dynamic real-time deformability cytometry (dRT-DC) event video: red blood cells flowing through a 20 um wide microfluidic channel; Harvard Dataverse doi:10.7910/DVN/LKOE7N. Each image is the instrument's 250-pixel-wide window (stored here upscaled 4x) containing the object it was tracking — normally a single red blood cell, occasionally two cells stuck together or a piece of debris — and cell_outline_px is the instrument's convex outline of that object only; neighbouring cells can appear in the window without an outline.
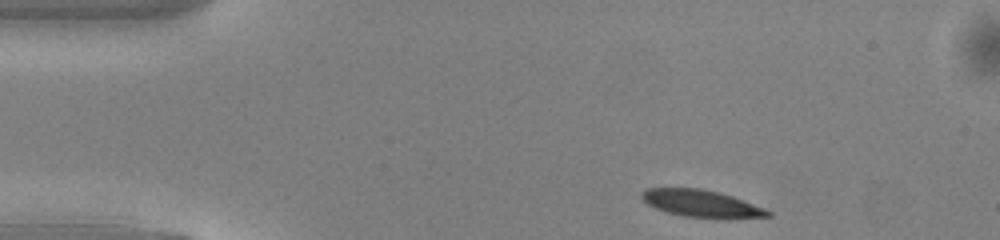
{"species": "common noctule bat (a hibernating species)", "species_latin": "Nyctalus noctula", "temperature_condition": "warm", "stored_images_in_passage": 43, "camera_frame_rate_fps": 3000, "um_per_image_px": 0.085, "animal": {"sex": "male", "body_mass_g": 13.0, "forearm_length_mm": 53.1}, "frame": {"image": 1, "passage_image": 1, "time_ms": 0.0, "image_size_px": [1000, 240], "cell_outline_px": [[772, 216], [728, 220], [684, 216], [668, 212], [656, 208], [648, 204], [640, 196], [640, 192], [644, 188], [700, 188], [732, 196], [764, 208], [772, 212]], "centroid_in_image_um": [59.65, 17.32], "position_along_channel_um": 25.3, "area_um2": 20.23}}
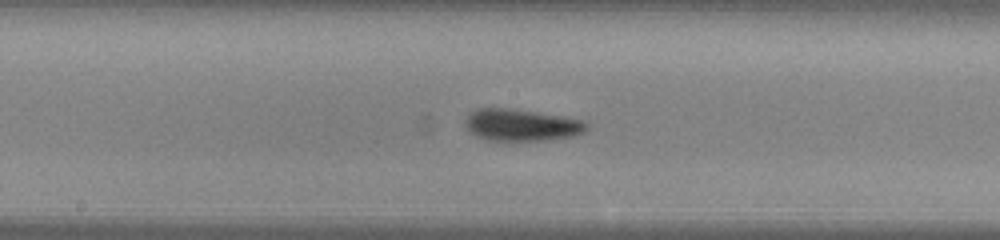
{"frame": {"image": 2, "passage_image": 19, "time_ms": 6.0, "image_size_px": [1000, 240], "cell_outline_px": [[588, 128], [584, 132], [576, 136], [544, 140], [488, 140], [476, 136], [468, 132], [464, 120], [468, 112], [476, 108], [508, 108], [536, 112], [560, 116], [580, 120], [588, 124]], "centroid_in_image_um": [44.26, 10.62], "position_along_channel_um": 203.9, "area_um2": 22.6}}
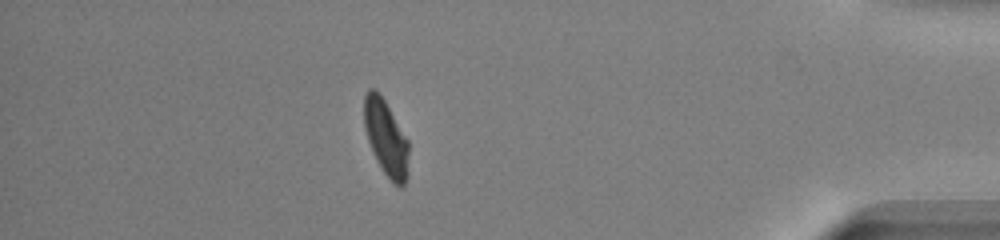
{"frame": {"image": 3, "passage_image": 37, "time_ms": 12.0, "image_size_px": [1000, 240], "cell_outline_px": [[408, 176], [404, 184], [400, 188], [384, 172], [376, 160], [368, 140], [364, 128], [364, 96], [368, 88], [372, 88], [384, 100], [408, 140]], "centroid_in_image_um": [32.8, 11.73], "position_along_channel_um": 402.4, "area_um2": 19.36}, "authors_computed_cell_mechanics": {"area_um2": 20.9814, "velocity_mm_per_s": 4.1009, "shape_relaxation_time_tau1_ms": 2.6456, "shape_relaxation_time_tau2_ms": 2.0541, "deformation_change_tau1": 0.14, "deformation_change_tau2": 0.0713}}